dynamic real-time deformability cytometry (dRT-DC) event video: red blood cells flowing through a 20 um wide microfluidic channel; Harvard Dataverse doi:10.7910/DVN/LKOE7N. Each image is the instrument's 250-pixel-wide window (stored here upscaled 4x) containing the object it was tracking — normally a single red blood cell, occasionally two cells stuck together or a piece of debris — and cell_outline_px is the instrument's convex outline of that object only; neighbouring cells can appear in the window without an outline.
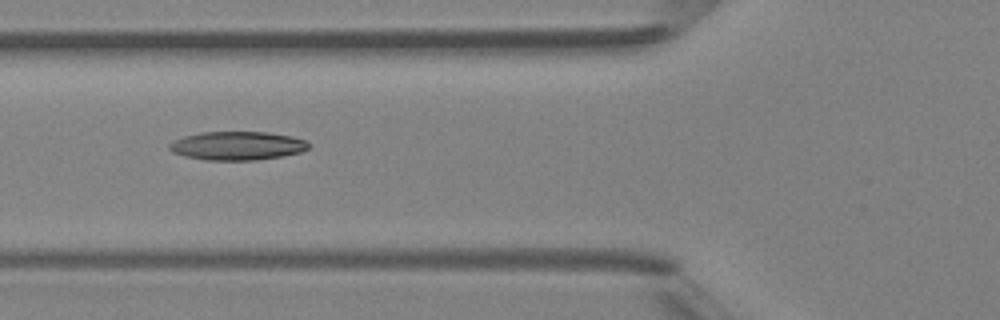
{"species": "Egyptian fruit bat (a non-hibernating species)", "species_latin": "Rousettus aegyptiacus", "temperature_condition": "room temperature", "stored_images_in_passage": 3, "camera_frame_rate_fps": 3000, "um_per_image_px": 0.085, "animal": {"sex": "female"}, "frame": {"image": 1, "passage_image": 3, "time_ms": 2.333, "image_size_px": [1000, 320], "cell_outline_px": [[308, 148], [300, 152], [284, 156], [256, 160], [204, 160], [184, 156], [172, 152], [168, 148], [168, 144], [184, 136], [200, 132], [268, 132], [292, 136], [308, 140]], "centroid_in_image_um": [20.17, 12.39], "position_along_channel_um": 105.6, "area_um2": 23.35}}